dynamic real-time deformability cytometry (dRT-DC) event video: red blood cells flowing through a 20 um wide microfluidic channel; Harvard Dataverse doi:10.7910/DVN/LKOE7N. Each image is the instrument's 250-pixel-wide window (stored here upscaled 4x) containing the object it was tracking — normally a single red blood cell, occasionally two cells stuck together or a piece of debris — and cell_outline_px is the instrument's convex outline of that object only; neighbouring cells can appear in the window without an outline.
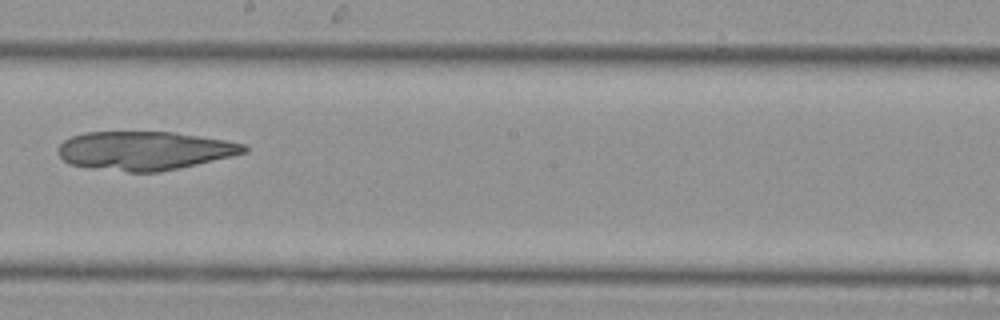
{"species": "Egyptian fruit bat (a non-hibernating species)", "species_latin": "Rousettus aegyptiacus", "temperature_condition": "cold", "stored_images_in_passage": 37, "camera_frame_rate_fps": 3000, "um_per_image_px": 0.085, "animal": {"sex": "female"}, "frame": {"image": 1, "passage_image": 20, "time_ms": 6.333, "image_size_px": [1000, 320], "cell_outline_px": [[248, 152], [196, 164], [156, 172], [128, 172], [88, 168], [68, 164], [60, 156], [60, 144], [64, 140], [72, 136], [84, 132], [172, 132], [224, 140], [244, 144], [248, 148]], "centroid_in_image_um": [12.25, 12.81], "position_along_channel_um": 236.0, "area_um2": 41.62}}
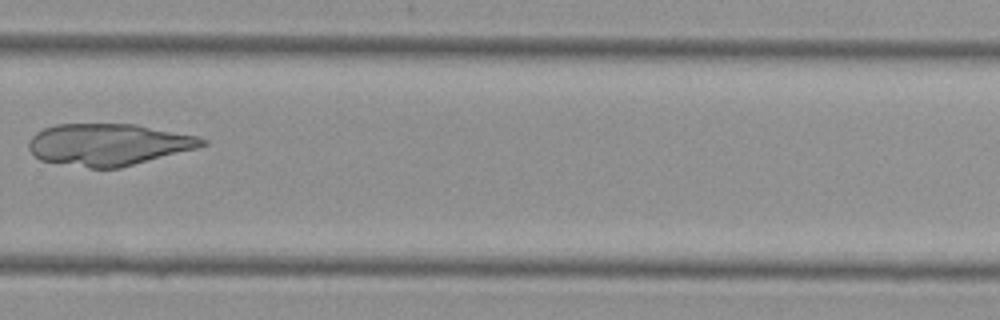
{"frame": {"image": 2, "passage_image": 25, "time_ms": 8.0, "image_size_px": [1000, 320], "cell_outline_px": [[208, 144], [196, 148], [120, 168], [88, 168], [40, 160], [32, 156], [28, 148], [28, 144], [32, 136], [36, 132], [44, 128], [56, 124], [136, 124], [196, 136], [208, 140]], "centroid_in_image_um": [9.18, 12.29], "position_along_channel_um": 320.6, "area_um2": 42.31}}